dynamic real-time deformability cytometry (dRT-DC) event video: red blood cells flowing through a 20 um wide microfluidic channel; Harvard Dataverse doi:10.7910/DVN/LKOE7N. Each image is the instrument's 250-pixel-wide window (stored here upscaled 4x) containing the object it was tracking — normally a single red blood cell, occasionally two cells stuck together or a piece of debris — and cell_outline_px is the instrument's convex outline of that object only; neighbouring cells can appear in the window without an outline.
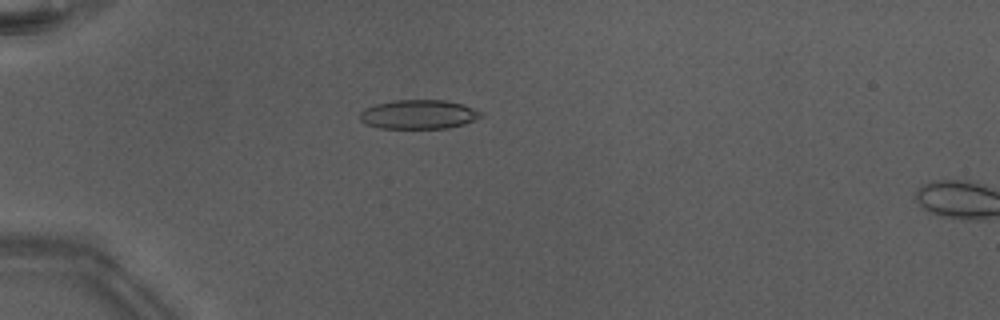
{"species": "Egyptian fruit bat (a non-hibernating species)", "species_latin": "Rousettus aegyptiacus", "temperature_condition": "warm", "stored_images_in_passage": 28, "camera_frame_rate_fps": 3000, "um_per_image_px": 0.085, "animal": {"sex": "male"}, "frame": {"image": 1, "passage_image": 1, "time_ms": 0.0, "image_size_px": [1000, 320], "cell_outline_px": [[484, 116], [476, 120], [464, 124], [448, 128], [380, 128], [364, 124], [360, 120], [360, 112], [364, 108], [376, 104], [396, 100], [444, 100], [460, 104], [484, 112]], "centroid_in_image_um": [35.59, 9.73], "position_along_channel_um": 49.4, "area_um2": 20.63}}
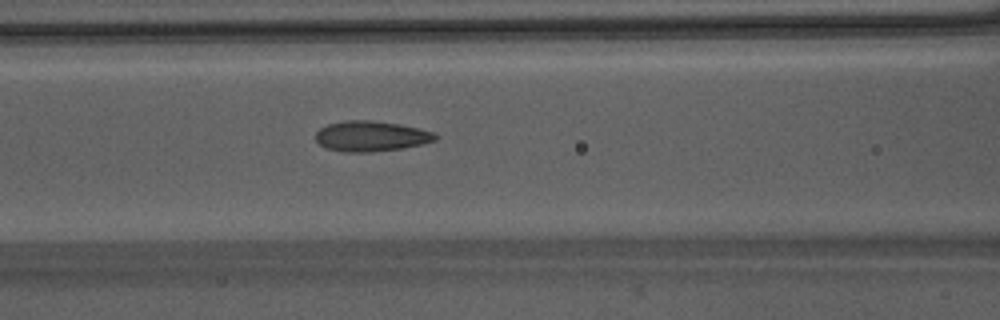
{"frame": {"image": 2, "passage_image": 9, "time_ms": 2.667, "image_size_px": [1000, 320], "cell_outline_px": [[440, 136], [436, 140], [420, 144], [400, 148], [368, 152], [344, 152], [324, 148], [316, 140], [316, 132], [320, 128], [328, 124], [344, 120], [372, 120], [400, 124], [432, 132]], "centroid_in_image_um": [31.5, 11.57], "position_along_channel_um": 135.1, "area_um2": 21.1}}
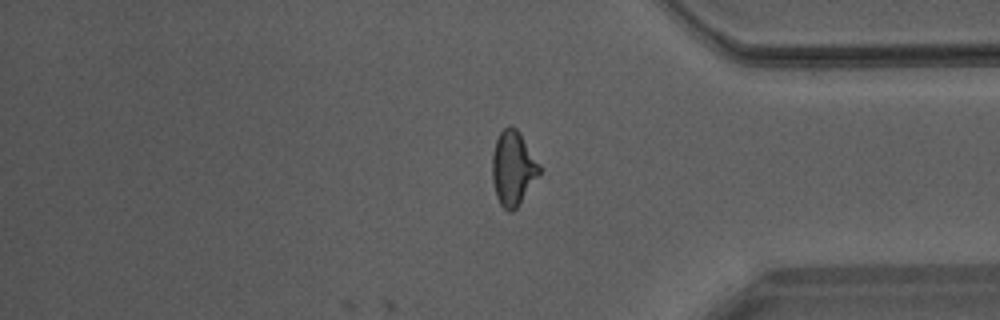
{"frame": {"image": 3, "passage_image": 28, "time_ms": 9.0, "image_size_px": [1000, 320], "cell_outline_px": [[540, 172], [516, 208], [512, 212], [508, 212], [500, 204], [496, 196], [492, 180], [492, 156], [496, 140], [500, 132], [508, 124], [516, 128], [520, 132], [540, 164]], "centroid_in_image_um": [43.59, 14.27], "position_along_channel_um": 391.6, "area_um2": 20.35}, "authors_computed_cell_mechanics": {"area_um2": 20.1433, "velocity_mm_per_s": 4.2398, "shape_relaxation_time_tau1_ms": 6.8136, "shape_relaxation_time_tau2_ms": 1.0313, "deformation_change_tau1": 0.1987, "deformation_change_tau2": 0.0811}}